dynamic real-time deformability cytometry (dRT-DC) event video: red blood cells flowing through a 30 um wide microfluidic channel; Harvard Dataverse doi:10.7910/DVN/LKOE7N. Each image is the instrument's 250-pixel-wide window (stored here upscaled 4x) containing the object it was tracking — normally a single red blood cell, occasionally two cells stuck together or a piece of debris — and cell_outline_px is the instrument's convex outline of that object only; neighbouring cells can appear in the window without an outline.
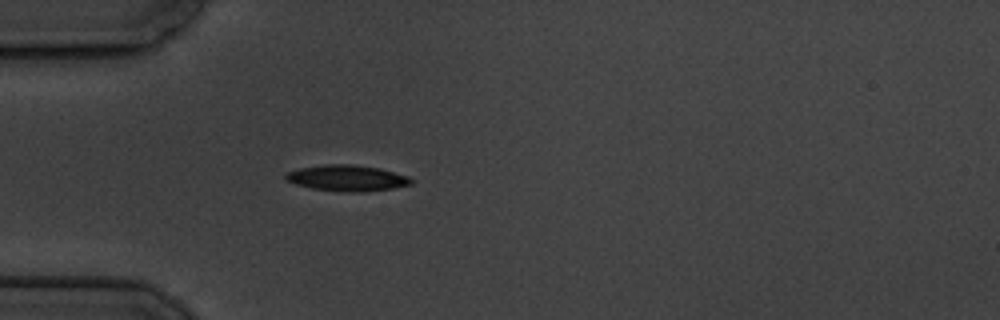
{"species": "common noctule bat (a hibernating species)", "species_latin": "Nyctalus noctula", "temperature_condition": "cold", "stored_images_in_passage": 6, "camera_frame_rate_fps": 3000, "um_per_image_px": 0.085, "animal": {"sex": "male", "body_mass_g": 19.5, "forearm_length_mm": 54.6}, "frame": {"image": 1, "passage_image": 6, "time_ms": 5.667, "image_size_px": [1000, 320], "cell_outline_px": [[416, 180], [412, 184], [392, 188], [356, 192], [352, 192], [312, 188], [296, 184], [284, 180], [284, 172], [300, 168], [324, 164], [352, 164], [380, 168], [408, 176]], "centroid_in_image_um": [29.48, 15.12], "position_along_channel_um": 55.5, "area_um2": 19.02}}